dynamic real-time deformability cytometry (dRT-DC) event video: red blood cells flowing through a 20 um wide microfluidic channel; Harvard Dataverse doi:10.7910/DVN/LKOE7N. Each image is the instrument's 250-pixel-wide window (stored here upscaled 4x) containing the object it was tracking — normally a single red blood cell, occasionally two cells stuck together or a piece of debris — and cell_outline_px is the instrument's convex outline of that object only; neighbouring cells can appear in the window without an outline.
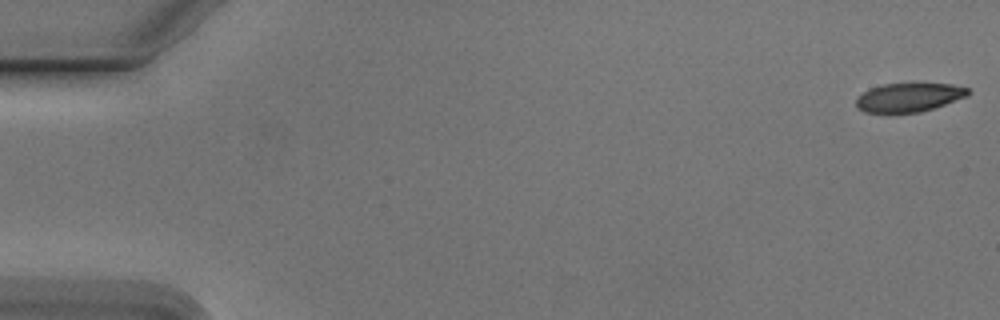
{"species": "Egyptian fruit bat (a non-hibernating species)", "species_latin": "Rousettus aegyptiacus", "temperature_condition": "cold", "stored_images_in_passage": 11, "camera_frame_rate_fps": 3000, "um_per_image_px": 0.085, "animal": {"sex": "male"}, "frame": {"image": 1, "passage_image": 1, "time_ms": 0.0, "image_size_px": [1000, 320], "cell_outline_px": [[968, 96], [920, 112], [864, 112], [856, 104], [856, 100], [868, 88], [884, 84], [912, 80], [952, 84], [968, 88]], "centroid_in_image_um": [77.29, 8.2], "position_along_channel_um": 7.7, "area_um2": 19.31}}